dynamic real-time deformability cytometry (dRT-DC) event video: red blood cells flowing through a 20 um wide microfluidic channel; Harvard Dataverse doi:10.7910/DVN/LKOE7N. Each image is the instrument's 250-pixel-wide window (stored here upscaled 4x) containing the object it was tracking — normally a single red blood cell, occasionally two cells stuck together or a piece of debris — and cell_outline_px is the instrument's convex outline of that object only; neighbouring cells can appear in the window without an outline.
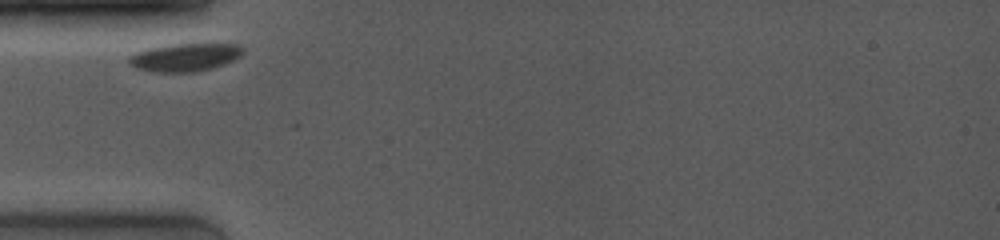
{"species": "common noctule bat (a hibernating species)", "species_latin": "Nyctalus noctula", "temperature_condition": "room temperature", "stored_images_in_passage": 3, "camera_frame_rate_fps": 4000, "um_per_image_px": 0.085, "animal": {"sex": "female", "body_mass_g": 19.0, "forearm_length_mm": 53.3}, "frame": {"image": 1, "passage_image": 1, "time_ms": 0.0, "image_size_px": [1000, 240], "cell_outline_px": [[244, 52], [240, 56], [224, 64], [200, 72], [152, 72], [136, 68], [128, 64], [128, 56], [136, 52], [148, 48], [172, 44], [240, 44], [244, 48]], "centroid_in_image_um": [15.7, 4.88], "position_along_channel_um": 69.3, "area_um2": 18.79}}